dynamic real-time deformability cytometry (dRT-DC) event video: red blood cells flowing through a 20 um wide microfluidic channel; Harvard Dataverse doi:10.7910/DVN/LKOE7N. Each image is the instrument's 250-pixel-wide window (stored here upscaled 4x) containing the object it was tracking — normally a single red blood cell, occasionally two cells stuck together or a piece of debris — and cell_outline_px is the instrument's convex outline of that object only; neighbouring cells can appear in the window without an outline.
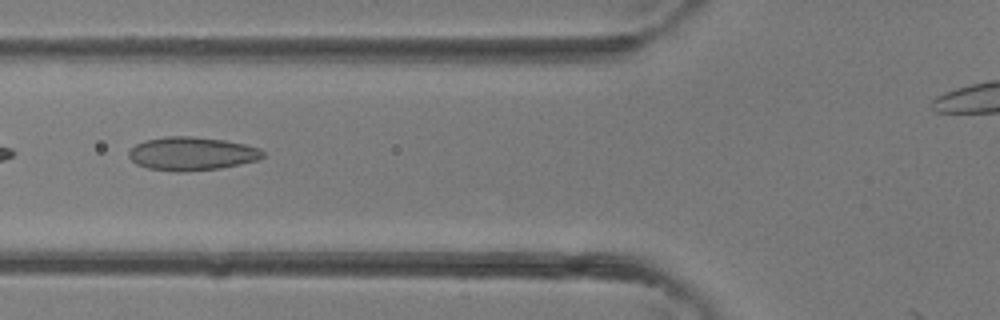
{"species": "common noctule bat (a hibernating species)", "species_latin": "Nyctalus noctula", "temperature_condition": "room temperature", "stored_images_in_passage": 3, "segment_of_instrument_passage": [1, 2], "camera_frame_rate_fps": 3000, "um_per_image_px": 0.085, "animal": {"sex": "female"}, "frame": {"image": 1, "passage_image": 2, "time_ms": 0.333, "image_size_px": [1000, 320], "cell_outline_px": [[264, 156], [256, 160], [240, 164], [220, 168], [184, 172], [180, 172], [148, 168], [136, 164], [128, 156], [128, 152], [136, 144], [148, 140], [168, 136], [192, 136], [224, 140], [244, 144], [260, 148], [264, 152]], "centroid_in_image_um": [16.31, 13.06], "position_along_channel_um": 109.5, "area_um2": 25.95}}